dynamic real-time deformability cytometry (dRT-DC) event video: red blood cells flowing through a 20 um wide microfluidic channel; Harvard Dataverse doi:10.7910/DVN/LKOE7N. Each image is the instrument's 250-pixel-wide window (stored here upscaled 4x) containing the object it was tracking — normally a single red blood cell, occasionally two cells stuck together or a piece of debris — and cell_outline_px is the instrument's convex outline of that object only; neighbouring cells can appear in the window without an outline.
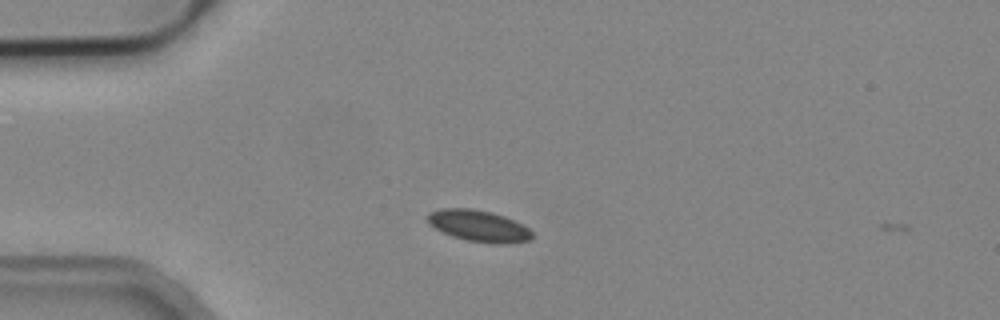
{"species": "common noctule bat (a hibernating species)", "species_latin": "Nyctalus noctula", "temperature_condition": "cold", "stored_images_in_passage": 2, "camera_frame_rate_fps": 3000, "um_per_image_px": 0.085, "animal": {"sex": "male", "body_mass_g": 19.2, "forearm_length_mm": 51.8}, "frame": {"image": 1, "passage_image": 1, "time_ms": 0.0, "image_size_px": [1000, 320], "cell_outline_px": [[532, 240], [508, 244], [492, 244], [468, 240], [452, 236], [428, 224], [428, 212], [440, 208], [472, 208], [492, 212], [504, 216], [528, 228], [532, 232]], "centroid_in_image_um": [40.69, 19.2], "position_along_channel_um": 44.3, "area_um2": 19.19}}